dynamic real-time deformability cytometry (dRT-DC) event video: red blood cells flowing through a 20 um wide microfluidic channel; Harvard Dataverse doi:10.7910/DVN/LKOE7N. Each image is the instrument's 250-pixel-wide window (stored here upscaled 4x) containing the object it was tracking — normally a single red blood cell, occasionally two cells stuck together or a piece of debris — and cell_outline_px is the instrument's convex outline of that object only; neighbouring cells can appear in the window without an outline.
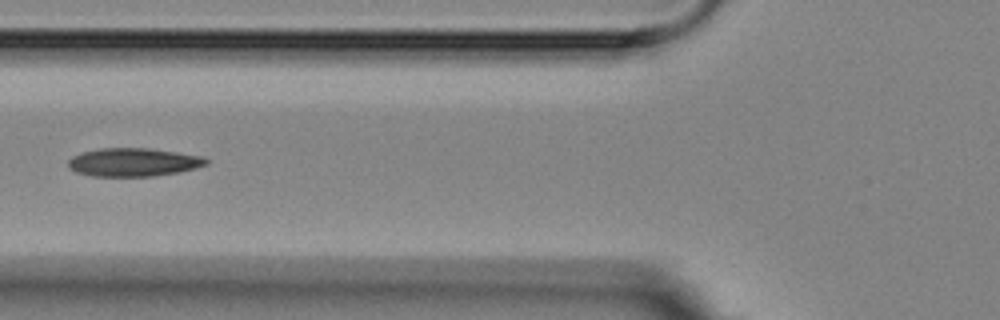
{"species": "Egyptian fruit bat (a non-hibernating species)", "species_latin": "Rousettus aegyptiacus", "temperature_condition": "room temperature", "stored_images_in_passage": 6, "camera_frame_rate_fps": 3000, "um_per_image_px": 0.085, "animal": {"sex": "female"}, "frame": {"image": 1, "passage_image": 6, "time_ms": 5.667, "image_size_px": [1000, 320], "cell_outline_px": [[208, 164], [176, 172], [152, 176], [92, 176], [76, 172], [68, 168], [68, 160], [72, 156], [80, 152], [100, 148], [148, 148], [176, 152], [200, 156], [208, 160]], "centroid_in_image_um": [11.26, 13.78], "position_along_channel_um": 114.5, "area_um2": 22.6}}